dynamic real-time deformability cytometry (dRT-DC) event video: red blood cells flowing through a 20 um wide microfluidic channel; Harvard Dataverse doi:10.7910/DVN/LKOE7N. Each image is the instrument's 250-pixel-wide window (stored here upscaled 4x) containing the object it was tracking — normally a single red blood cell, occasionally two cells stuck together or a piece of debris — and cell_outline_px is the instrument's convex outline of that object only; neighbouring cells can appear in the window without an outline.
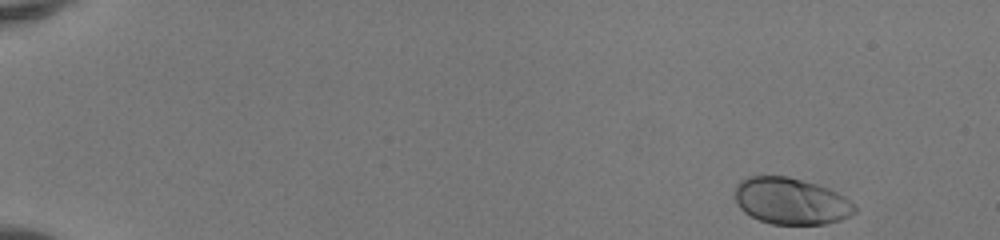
{"species": "human", "species_latin": "Homo sapiens", "temperature_condition": "room temperature", "stored_images_in_passage": 47, "camera_frame_rate_fps": 3000, "um_per_image_px": 0.085, "donor": {"sex": "female"}, "frame": {"image": 1, "passage_image": 1, "time_ms": 0.0, "image_size_px": [1000, 240], "cell_outline_px": [[856, 212], [840, 220], [824, 224], [772, 224], [760, 220], [744, 212], [740, 208], [736, 200], [736, 184], [740, 180], [748, 176], [788, 176], [816, 184], [828, 188], [844, 196], [856, 204]], "centroid_in_image_um": [67.24, 17.09], "position_along_channel_um": 17.8, "area_um2": 32.48}}
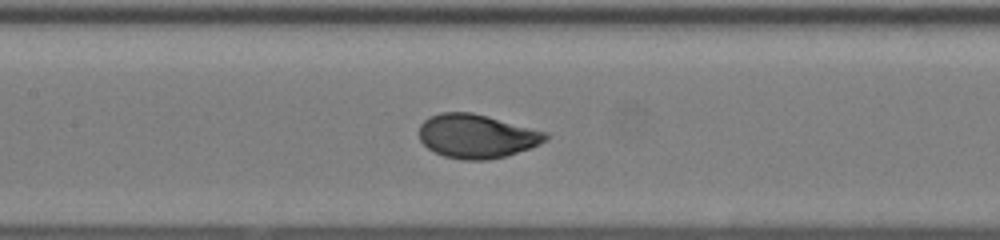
{"frame": {"image": 2, "passage_image": 23, "time_ms": 7.333, "image_size_px": [1000, 240], "cell_outline_px": [[548, 140], [540, 144], [504, 156], [488, 160], [464, 160], [444, 156], [428, 148], [420, 140], [420, 124], [428, 116], [440, 112], [472, 112], [488, 116], [548, 132]], "centroid_in_image_um": [40.52, 11.56], "position_along_channel_um": 166.9, "area_um2": 32.31}}
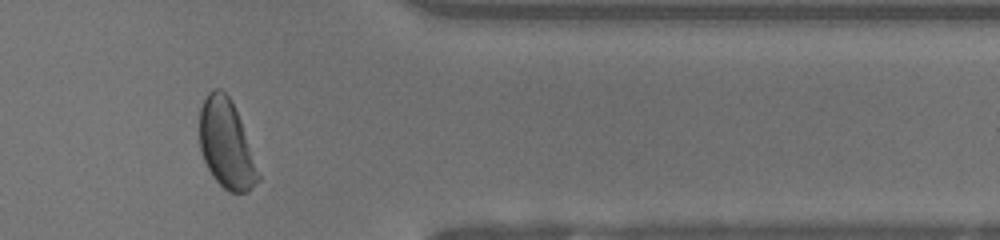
{"frame": {"image": 3, "passage_image": 40, "time_ms": 13.0, "image_size_px": [1000, 240], "cell_outline_px": [[260, 180], [248, 192], [228, 192], [212, 176], [204, 160], [200, 148], [200, 108], [208, 92], [212, 88], [220, 88], [228, 96], [240, 120], [260, 176]], "centroid_in_image_um": [19.22, 12.27], "position_along_channel_um": 392.2, "area_um2": 29.77}, "authors_computed_cell_mechanics": {"area_um2": 32.079, "velocity_mm_per_s": 4.1347, "shape_relaxation_time_tau1_ms": 2.3087, "shape_relaxation_time_tau2_ms": null, "deformation_change_tau1": 0.1624, "deformation_change_tau2": null}}